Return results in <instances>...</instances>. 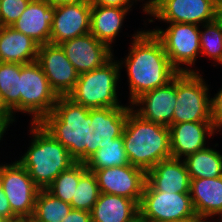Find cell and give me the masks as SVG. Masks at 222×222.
<instances>
[{
	"label": "cell",
	"instance_id": "obj_40",
	"mask_svg": "<svg viewBox=\"0 0 222 222\" xmlns=\"http://www.w3.org/2000/svg\"><path fill=\"white\" fill-rule=\"evenodd\" d=\"M170 222H203V221L197 215H195L194 217L184 218V219H180V220H174V221H170Z\"/></svg>",
	"mask_w": 222,
	"mask_h": 222
},
{
	"label": "cell",
	"instance_id": "obj_8",
	"mask_svg": "<svg viewBox=\"0 0 222 222\" xmlns=\"http://www.w3.org/2000/svg\"><path fill=\"white\" fill-rule=\"evenodd\" d=\"M162 42L171 65L179 72H195L194 67L198 54H201L200 27L188 23H170L165 30H151ZM185 67H181V66ZM190 68H188V67Z\"/></svg>",
	"mask_w": 222,
	"mask_h": 222
},
{
	"label": "cell",
	"instance_id": "obj_37",
	"mask_svg": "<svg viewBox=\"0 0 222 222\" xmlns=\"http://www.w3.org/2000/svg\"><path fill=\"white\" fill-rule=\"evenodd\" d=\"M15 121L12 115H0V140L3 138L4 133H6L7 128Z\"/></svg>",
	"mask_w": 222,
	"mask_h": 222
},
{
	"label": "cell",
	"instance_id": "obj_22",
	"mask_svg": "<svg viewBox=\"0 0 222 222\" xmlns=\"http://www.w3.org/2000/svg\"><path fill=\"white\" fill-rule=\"evenodd\" d=\"M39 45L11 26H0V62L29 64L36 62Z\"/></svg>",
	"mask_w": 222,
	"mask_h": 222
},
{
	"label": "cell",
	"instance_id": "obj_23",
	"mask_svg": "<svg viewBox=\"0 0 222 222\" xmlns=\"http://www.w3.org/2000/svg\"><path fill=\"white\" fill-rule=\"evenodd\" d=\"M139 216V204L129 198L100 193L91 210L92 222H131Z\"/></svg>",
	"mask_w": 222,
	"mask_h": 222
},
{
	"label": "cell",
	"instance_id": "obj_24",
	"mask_svg": "<svg viewBox=\"0 0 222 222\" xmlns=\"http://www.w3.org/2000/svg\"><path fill=\"white\" fill-rule=\"evenodd\" d=\"M129 9L91 5L90 33L111 49Z\"/></svg>",
	"mask_w": 222,
	"mask_h": 222
},
{
	"label": "cell",
	"instance_id": "obj_28",
	"mask_svg": "<svg viewBox=\"0 0 222 222\" xmlns=\"http://www.w3.org/2000/svg\"><path fill=\"white\" fill-rule=\"evenodd\" d=\"M20 72L21 64L0 62V93L13 117L15 112H20V93H18Z\"/></svg>",
	"mask_w": 222,
	"mask_h": 222
},
{
	"label": "cell",
	"instance_id": "obj_27",
	"mask_svg": "<svg viewBox=\"0 0 222 222\" xmlns=\"http://www.w3.org/2000/svg\"><path fill=\"white\" fill-rule=\"evenodd\" d=\"M87 170L126 166L129 163L122 136L99 148L86 162Z\"/></svg>",
	"mask_w": 222,
	"mask_h": 222
},
{
	"label": "cell",
	"instance_id": "obj_41",
	"mask_svg": "<svg viewBox=\"0 0 222 222\" xmlns=\"http://www.w3.org/2000/svg\"><path fill=\"white\" fill-rule=\"evenodd\" d=\"M217 19L222 22V0L217 2Z\"/></svg>",
	"mask_w": 222,
	"mask_h": 222
},
{
	"label": "cell",
	"instance_id": "obj_16",
	"mask_svg": "<svg viewBox=\"0 0 222 222\" xmlns=\"http://www.w3.org/2000/svg\"><path fill=\"white\" fill-rule=\"evenodd\" d=\"M60 46L79 74L98 69L114 57L113 50L91 33L66 40Z\"/></svg>",
	"mask_w": 222,
	"mask_h": 222
},
{
	"label": "cell",
	"instance_id": "obj_35",
	"mask_svg": "<svg viewBox=\"0 0 222 222\" xmlns=\"http://www.w3.org/2000/svg\"><path fill=\"white\" fill-rule=\"evenodd\" d=\"M63 222H92L91 212L85 210L71 209L65 216Z\"/></svg>",
	"mask_w": 222,
	"mask_h": 222
},
{
	"label": "cell",
	"instance_id": "obj_10",
	"mask_svg": "<svg viewBox=\"0 0 222 222\" xmlns=\"http://www.w3.org/2000/svg\"><path fill=\"white\" fill-rule=\"evenodd\" d=\"M195 215L190 193L155 191L145 183L139 204V216L144 222H170Z\"/></svg>",
	"mask_w": 222,
	"mask_h": 222
},
{
	"label": "cell",
	"instance_id": "obj_17",
	"mask_svg": "<svg viewBox=\"0 0 222 222\" xmlns=\"http://www.w3.org/2000/svg\"><path fill=\"white\" fill-rule=\"evenodd\" d=\"M176 99L175 76L166 85L145 92L134 100L130 106L141 118L170 127ZM137 106L140 108H137Z\"/></svg>",
	"mask_w": 222,
	"mask_h": 222
},
{
	"label": "cell",
	"instance_id": "obj_47",
	"mask_svg": "<svg viewBox=\"0 0 222 222\" xmlns=\"http://www.w3.org/2000/svg\"><path fill=\"white\" fill-rule=\"evenodd\" d=\"M219 219L222 221V211L218 214ZM221 217V218H220ZM220 222V221H219Z\"/></svg>",
	"mask_w": 222,
	"mask_h": 222
},
{
	"label": "cell",
	"instance_id": "obj_43",
	"mask_svg": "<svg viewBox=\"0 0 222 222\" xmlns=\"http://www.w3.org/2000/svg\"><path fill=\"white\" fill-rule=\"evenodd\" d=\"M131 222H144L140 216H138L135 220L131 221Z\"/></svg>",
	"mask_w": 222,
	"mask_h": 222
},
{
	"label": "cell",
	"instance_id": "obj_13",
	"mask_svg": "<svg viewBox=\"0 0 222 222\" xmlns=\"http://www.w3.org/2000/svg\"><path fill=\"white\" fill-rule=\"evenodd\" d=\"M96 176L100 193L123 196L140 204L146 183V172L131 164L89 170Z\"/></svg>",
	"mask_w": 222,
	"mask_h": 222
},
{
	"label": "cell",
	"instance_id": "obj_33",
	"mask_svg": "<svg viewBox=\"0 0 222 222\" xmlns=\"http://www.w3.org/2000/svg\"><path fill=\"white\" fill-rule=\"evenodd\" d=\"M211 98V122L217 132L222 129V88Z\"/></svg>",
	"mask_w": 222,
	"mask_h": 222
},
{
	"label": "cell",
	"instance_id": "obj_32",
	"mask_svg": "<svg viewBox=\"0 0 222 222\" xmlns=\"http://www.w3.org/2000/svg\"><path fill=\"white\" fill-rule=\"evenodd\" d=\"M31 0H0V26H12Z\"/></svg>",
	"mask_w": 222,
	"mask_h": 222
},
{
	"label": "cell",
	"instance_id": "obj_39",
	"mask_svg": "<svg viewBox=\"0 0 222 222\" xmlns=\"http://www.w3.org/2000/svg\"><path fill=\"white\" fill-rule=\"evenodd\" d=\"M0 115H12L11 111L5 106L1 93H0Z\"/></svg>",
	"mask_w": 222,
	"mask_h": 222
},
{
	"label": "cell",
	"instance_id": "obj_11",
	"mask_svg": "<svg viewBox=\"0 0 222 222\" xmlns=\"http://www.w3.org/2000/svg\"><path fill=\"white\" fill-rule=\"evenodd\" d=\"M0 185L12 212L19 219L32 217L40 189L17 160L0 165Z\"/></svg>",
	"mask_w": 222,
	"mask_h": 222
},
{
	"label": "cell",
	"instance_id": "obj_30",
	"mask_svg": "<svg viewBox=\"0 0 222 222\" xmlns=\"http://www.w3.org/2000/svg\"><path fill=\"white\" fill-rule=\"evenodd\" d=\"M99 194L96 176L93 172L87 170L79 179V184L75 189L70 205L72 209L91 212Z\"/></svg>",
	"mask_w": 222,
	"mask_h": 222
},
{
	"label": "cell",
	"instance_id": "obj_46",
	"mask_svg": "<svg viewBox=\"0 0 222 222\" xmlns=\"http://www.w3.org/2000/svg\"><path fill=\"white\" fill-rule=\"evenodd\" d=\"M136 2V1H138V0H129V2L133 5L134 4V2ZM139 1H141V0H139ZM142 1H144V0H142Z\"/></svg>",
	"mask_w": 222,
	"mask_h": 222
},
{
	"label": "cell",
	"instance_id": "obj_29",
	"mask_svg": "<svg viewBox=\"0 0 222 222\" xmlns=\"http://www.w3.org/2000/svg\"><path fill=\"white\" fill-rule=\"evenodd\" d=\"M86 171L85 163L75 162L67 170L62 171L46 190L54 197L71 203L79 179Z\"/></svg>",
	"mask_w": 222,
	"mask_h": 222
},
{
	"label": "cell",
	"instance_id": "obj_31",
	"mask_svg": "<svg viewBox=\"0 0 222 222\" xmlns=\"http://www.w3.org/2000/svg\"><path fill=\"white\" fill-rule=\"evenodd\" d=\"M200 30L201 54L217 64L222 63V22L218 19L202 25Z\"/></svg>",
	"mask_w": 222,
	"mask_h": 222
},
{
	"label": "cell",
	"instance_id": "obj_7",
	"mask_svg": "<svg viewBox=\"0 0 222 222\" xmlns=\"http://www.w3.org/2000/svg\"><path fill=\"white\" fill-rule=\"evenodd\" d=\"M18 93H20V112L31 114L33 123H39L50 114L58 98L37 62L21 64Z\"/></svg>",
	"mask_w": 222,
	"mask_h": 222
},
{
	"label": "cell",
	"instance_id": "obj_15",
	"mask_svg": "<svg viewBox=\"0 0 222 222\" xmlns=\"http://www.w3.org/2000/svg\"><path fill=\"white\" fill-rule=\"evenodd\" d=\"M131 106L92 109L89 128V146H86V161L111 140L121 137Z\"/></svg>",
	"mask_w": 222,
	"mask_h": 222
},
{
	"label": "cell",
	"instance_id": "obj_12",
	"mask_svg": "<svg viewBox=\"0 0 222 222\" xmlns=\"http://www.w3.org/2000/svg\"><path fill=\"white\" fill-rule=\"evenodd\" d=\"M36 62L41 66L49 85L57 96H68L79 78L71 62L60 45L39 46Z\"/></svg>",
	"mask_w": 222,
	"mask_h": 222
},
{
	"label": "cell",
	"instance_id": "obj_6",
	"mask_svg": "<svg viewBox=\"0 0 222 222\" xmlns=\"http://www.w3.org/2000/svg\"><path fill=\"white\" fill-rule=\"evenodd\" d=\"M209 86L202 75L181 72L176 75V105L172 124L181 122L211 121Z\"/></svg>",
	"mask_w": 222,
	"mask_h": 222
},
{
	"label": "cell",
	"instance_id": "obj_18",
	"mask_svg": "<svg viewBox=\"0 0 222 222\" xmlns=\"http://www.w3.org/2000/svg\"><path fill=\"white\" fill-rule=\"evenodd\" d=\"M169 129L171 155L175 159L206 148V138L217 132L211 121L181 122L172 124Z\"/></svg>",
	"mask_w": 222,
	"mask_h": 222
},
{
	"label": "cell",
	"instance_id": "obj_20",
	"mask_svg": "<svg viewBox=\"0 0 222 222\" xmlns=\"http://www.w3.org/2000/svg\"><path fill=\"white\" fill-rule=\"evenodd\" d=\"M146 183L155 191L189 193L191 178L184 160L169 158L146 172Z\"/></svg>",
	"mask_w": 222,
	"mask_h": 222
},
{
	"label": "cell",
	"instance_id": "obj_3",
	"mask_svg": "<svg viewBox=\"0 0 222 222\" xmlns=\"http://www.w3.org/2000/svg\"><path fill=\"white\" fill-rule=\"evenodd\" d=\"M69 152L75 162H86L92 109L59 96L53 111L39 122Z\"/></svg>",
	"mask_w": 222,
	"mask_h": 222
},
{
	"label": "cell",
	"instance_id": "obj_19",
	"mask_svg": "<svg viewBox=\"0 0 222 222\" xmlns=\"http://www.w3.org/2000/svg\"><path fill=\"white\" fill-rule=\"evenodd\" d=\"M55 6L45 0H31L11 27L32 38L39 46L50 43Z\"/></svg>",
	"mask_w": 222,
	"mask_h": 222
},
{
	"label": "cell",
	"instance_id": "obj_34",
	"mask_svg": "<svg viewBox=\"0 0 222 222\" xmlns=\"http://www.w3.org/2000/svg\"><path fill=\"white\" fill-rule=\"evenodd\" d=\"M0 214L7 221H14L19 219L11 210L10 203L8 202V198L6 197L2 186L0 185Z\"/></svg>",
	"mask_w": 222,
	"mask_h": 222
},
{
	"label": "cell",
	"instance_id": "obj_36",
	"mask_svg": "<svg viewBox=\"0 0 222 222\" xmlns=\"http://www.w3.org/2000/svg\"><path fill=\"white\" fill-rule=\"evenodd\" d=\"M91 5H100L106 7L132 8L129 0H90Z\"/></svg>",
	"mask_w": 222,
	"mask_h": 222
},
{
	"label": "cell",
	"instance_id": "obj_14",
	"mask_svg": "<svg viewBox=\"0 0 222 222\" xmlns=\"http://www.w3.org/2000/svg\"><path fill=\"white\" fill-rule=\"evenodd\" d=\"M90 20V0L55 6L50 44L60 45L66 40L90 33Z\"/></svg>",
	"mask_w": 222,
	"mask_h": 222
},
{
	"label": "cell",
	"instance_id": "obj_38",
	"mask_svg": "<svg viewBox=\"0 0 222 222\" xmlns=\"http://www.w3.org/2000/svg\"><path fill=\"white\" fill-rule=\"evenodd\" d=\"M52 6H57L61 4H69V3H77L80 1H87V0H45Z\"/></svg>",
	"mask_w": 222,
	"mask_h": 222
},
{
	"label": "cell",
	"instance_id": "obj_45",
	"mask_svg": "<svg viewBox=\"0 0 222 222\" xmlns=\"http://www.w3.org/2000/svg\"><path fill=\"white\" fill-rule=\"evenodd\" d=\"M7 222H24V218L23 219H17V220H14V221H7Z\"/></svg>",
	"mask_w": 222,
	"mask_h": 222
},
{
	"label": "cell",
	"instance_id": "obj_2",
	"mask_svg": "<svg viewBox=\"0 0 222 222\" xmlns=\"http://www.w3.org/2000/svg\"><path fill=\"white\" fill-rule=\"evenodd\" d=\"M122 138L129 163L145 172L160 161L172 158L170 129L128 112Z\"/></svg>",
	"mask_w": 222,
	"mask_h": 222
},
{
	"label": "cell",
	"instance_id": "obj_21",
	"mask_svg": "<svg viewBox=\"0 0 222 222\" xmlns=\"http://www.w3.org/2000/svg\"><path fill=\"white\" fill-rule=\"evenodd\" d=\"M189 193L195 214L203 222L222 211V176L191 179Z\"/></svg>",
	"mask_w": 222,
	"mask_h": 222
},
{
	"label": "cell",
	"instance_id": "obj_25",
	"mask_svg": "<svg viewBox=\"0 0 222 222\" xmlns=\"http://www.w3.org/2000/svg\"><path fill=\"white\" fill-rule=\"evenodd\" d=\"M183 160L191 179L222 176V154L209 146L186 156Z\"/></svg>",
	"mask_w": 222,
	"mask_h": 222
},
{
	"label": "cell",
	"instance_id": "obj_9",
	"mask_svg": "<svg viewBox=\"0 0 222 222\" xmlns=\"http://www.w3.org/2000/svg\"><path fill=\"white\" fill-rule=\"evenodd\" d=\"M143 12L166 23H188L200 26L217 19L214 0H147Z\"/></svg>",
	"mask_w": 222,
	"mask_h": 222
},
{
	"label": "cell",
	"instance_id": "obj_42",
	"mask_svg": "<svg viewBox=\"0 0 222 222\" xmlns=\"http://www.w3.org/2000/svg\"><path fill=\"white\" fill-rule=\"evenodd\" d=\"M24 222H37V221L29 217V218H24Z\"/></svg>",
	"mask_w": 222,
	"mask_h": 222
},
{
	"label": "cell",
	"instance_id": "obj_44",
	"mask_svg": "<svg viewBox=\"0 0 222 222\" xmlns=\"http://www.w3.org/2000/svg\"><path fill=\"white\" fill-rule=\"evenodd\" d=\"M0 222H7V220L0 214Z\"/></svg>",
	"mask_w": 222,
	"mask_h": 222
},
{
	"label": "cell",
	"instance_id": "obj_1",
	"mask_svg": "<svg viewBox=\"0 0 222 222\" xmlns=\"http://www.w3.org/2000/svg\"><path fill=\"white\" fill-rule=\"evenodd\" d=\"M124 61L129 83V103L145 92L166 85L179 72L171 65L160 39L151 31H137Z\"/></svg>",
	"mask_w": 222,
	"mask_h": 222
},
{
	"label": "cell",
	"instance_id": "obj_26",
	"mask_svg": "<svg viewBox=\"0 0 222 222\" xmlns=\"http://www.w3.org/2000/svg\"><path fill=\"white\" fill-rule=\"evenodd\" d=\"M72 206L54 197L47 190H39L32 219L37 222H63Z\"/></svg>",
	"mask_w": 222,
	"mask_h": 222
},
{
	"label": "cell",
	"instance_id": "obj_5",
	"mask_svg": "<svg viewBox=\"0 0 222 222\" xmlns=\"http://www.w3.org/2000/svg\"><path fill=\"white\" fill-rule=\"evenodd\" d=\"M120 69L119 60L112 57L102 67L79 74L75 88L68 97L89 109L122 106L116 92Z\"/></svg>",
	"mask_w": 222,
	"mask_h": 222
},
{
	"label": "cell",
	"instance_id": "obj_4",
	"mask_svg": "<svg viewBox=\"0 0 222 222\" xmlns=\"http://www.w3.org/2000/svg\"><path fill=\"white\" fill-rule=\"evenodd\" d=\"M31 145L17 160L40 190H46L55 178L75 163L68 150L40 123L31 122Z\"/></svg>",
	"mask_w": 222,
	"mask_h": 222
}]
</instances>
